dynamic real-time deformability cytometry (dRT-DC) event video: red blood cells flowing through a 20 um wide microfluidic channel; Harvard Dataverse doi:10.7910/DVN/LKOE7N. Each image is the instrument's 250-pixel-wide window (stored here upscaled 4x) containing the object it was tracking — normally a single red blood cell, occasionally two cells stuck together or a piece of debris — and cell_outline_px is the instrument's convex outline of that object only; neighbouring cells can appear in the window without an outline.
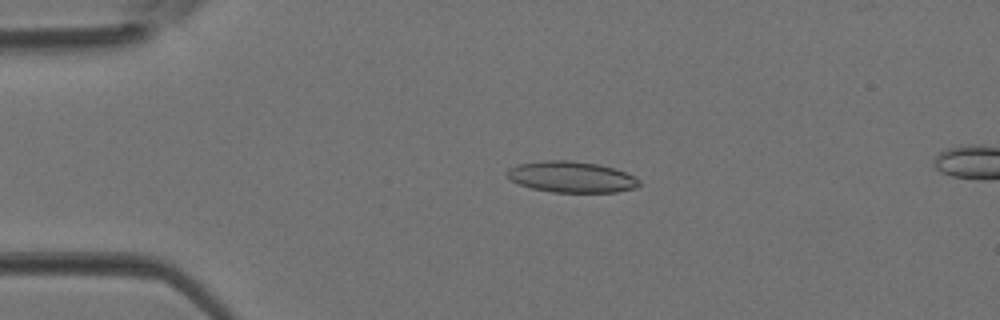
{"species": "Egyptian fruit bat (a non-hibernating species)", "species_latin": "Rousettus aegyptiacus", "temperature_condition": "room temperature", "stored_images_in_passage": 4, "camera_frame_rate_fps": 3000, "um_per_image_px": 0.085, "animal": {"sex": "female"}, "frame": {"image": 1, "passage_image": 2, "time_ms": 0.333, "image_size_px": [1000, 320], "cell_outline_px": [[640, 184], [632, 188], [616, 192], [552, 192], [532, 188], [520, 184], [512, 180], [508, 176], [508, 168], [520, 164], [548, 160], [568, 160], [596, 164], [612, 168], [624, 172], [640, 180]], "centroid_in_image_um": [48.56, 15.04], "position_along_channel_um": 36.4, "area_um2": 23.41}}